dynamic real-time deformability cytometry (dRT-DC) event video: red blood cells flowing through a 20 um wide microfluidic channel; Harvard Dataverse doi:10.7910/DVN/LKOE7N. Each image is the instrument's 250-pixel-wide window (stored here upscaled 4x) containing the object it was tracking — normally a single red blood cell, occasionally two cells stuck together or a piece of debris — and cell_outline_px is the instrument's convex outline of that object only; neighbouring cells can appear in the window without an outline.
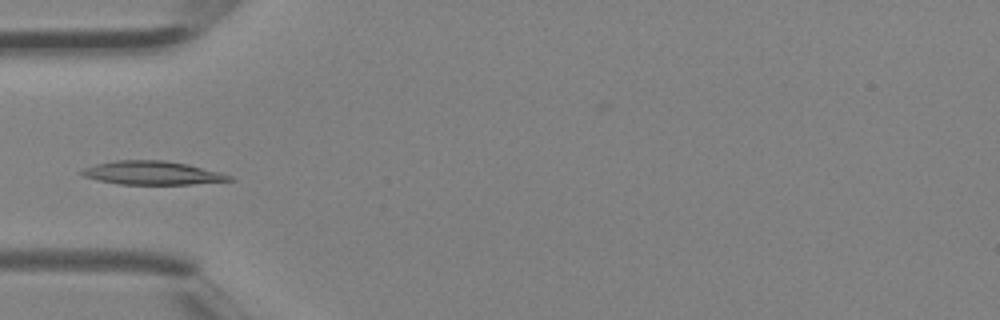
{"species": "Egyptian fruit bat (a non-hibernating species)", "species_latin": "Rousettus aegyptiacus", "temperature_condition": "room temperature", "stored_images_in_passage": 4, "camera_frame_rate_fps": 3000, "um_per_image_px": 0.085, "animal": {"sex": "female"}, "frame": {"image": 1, "passage_image": 4, "time_ms": 1.0, "image_size_px": [1000, 320], "cell_outline_px": [[236, 180], [192, 184], [120, 184], [100, 180], [84, 176], [80, 172], [84, 168], [96, 164], [116, 160], [164, 160], [188, 164], [220, 172], [232, 176]], "centroid_in_image_um": [12.99, 14.69], "position_along_channel_um": 72.0, "area_um2": 20.11}}